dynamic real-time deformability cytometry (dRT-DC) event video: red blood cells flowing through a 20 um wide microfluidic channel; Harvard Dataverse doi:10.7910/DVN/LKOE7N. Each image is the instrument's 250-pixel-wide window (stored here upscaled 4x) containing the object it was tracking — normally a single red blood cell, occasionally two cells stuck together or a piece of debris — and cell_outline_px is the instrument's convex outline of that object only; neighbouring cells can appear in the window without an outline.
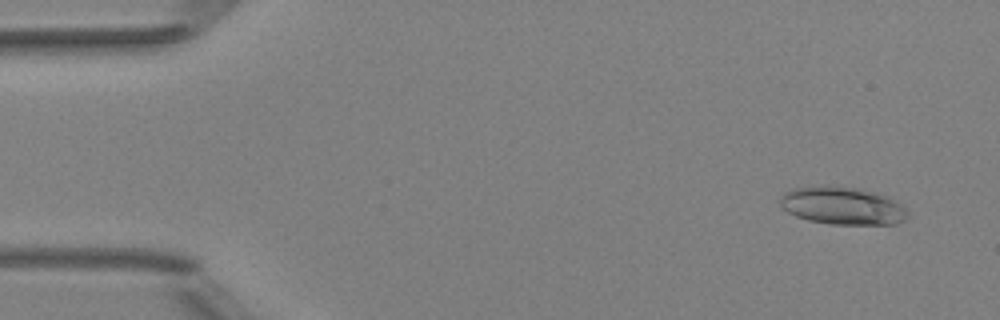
{"species": "Egyptian fruit bat (a non-hibernating species)", "species_latin": "Rousettus aegyptiacus", "temperature_condition": "room temperature", "stored_images_in_passage": 52, "camera_frame_rate_fps": 3000, "um_per_image_px": 0.085, "animal": {"sex": "female"}, "frame": {"image": 1, "passage_image": 4, "time_ms": 1.0, "image_size_px": [1000, 320], "cell_outline_px": [[912, 216], [896, 224], [828, 224], [808, 220], [796, 216], [788, 212], [780, 204], [780, 196], [784, 192], [792, 188], [824, 184], [828, 184], [856, 188], [876, 192], [888, 196], [912, 212]], "centroid_in_image_um": [71.64, 17.47], "position_along_channel_um": 13.4, "area_um2": 28.67}}
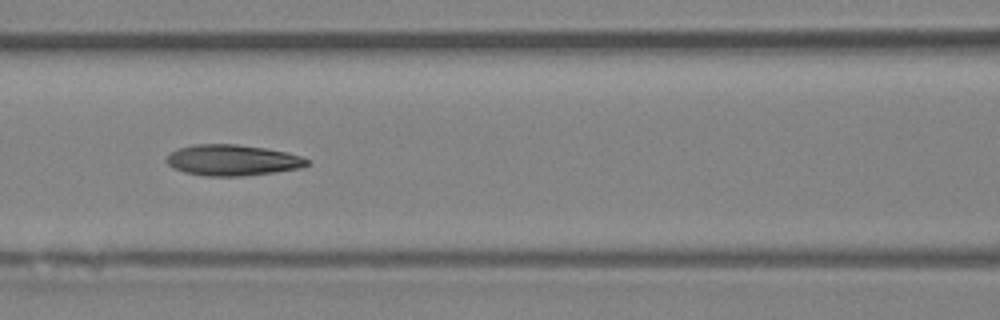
{"frame": {"image": 2, "passage_image": 23, "time_ms": 7.333, "image_size_px": [1000, 320], "cell_outline_px": [[308, 164], [300, 168], [276, 172], [244, 176], [204, 176], [184, 172], [172, 168], [164, 160], [172, 152], [180, 148], [196, 144], [236, 144], [264, 148], [288, 152], [300, 156], [308, 160]], "centroid_in_image_um": [19.75, 13.62], "position_along_channel_um": 146.9, "area_um2": 25.32}}
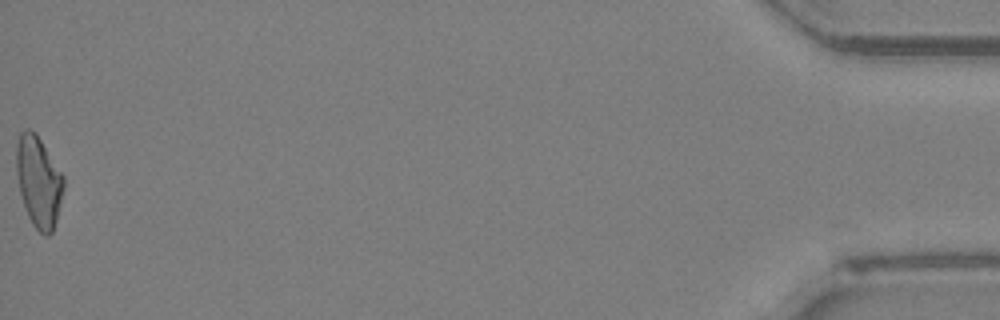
{"frame": {"image": 3, "passage_image": 52, "time_ms": 17.0, "image_size_px": [1000, 320], "cell_outline_px": [[64, 188], [56, 220], [52, 232], [48, 236], [44, 236], [32, 224], [28, 216], [20, 192], [16, 172], [16, 144], [20, 132], [24, 128], [28, 128], [36, 132], [64, 176]], "centroid_in_image_um": [3.28, 15.4], "position_along_channel_um": 431.9, "area_um2": 25.14}, "authors_computed_cell_mechanics": {"area_um2": 25.3453, "velocity_mm_per_s": 4.0168, "shape_relaxation_time_tau1_ms": 6.0491, "shape_relaxation_time_tau2_ms": 2.2734, "deformation_change_tau1": 0.1663, "deformation_change_tau2": 0.102}}